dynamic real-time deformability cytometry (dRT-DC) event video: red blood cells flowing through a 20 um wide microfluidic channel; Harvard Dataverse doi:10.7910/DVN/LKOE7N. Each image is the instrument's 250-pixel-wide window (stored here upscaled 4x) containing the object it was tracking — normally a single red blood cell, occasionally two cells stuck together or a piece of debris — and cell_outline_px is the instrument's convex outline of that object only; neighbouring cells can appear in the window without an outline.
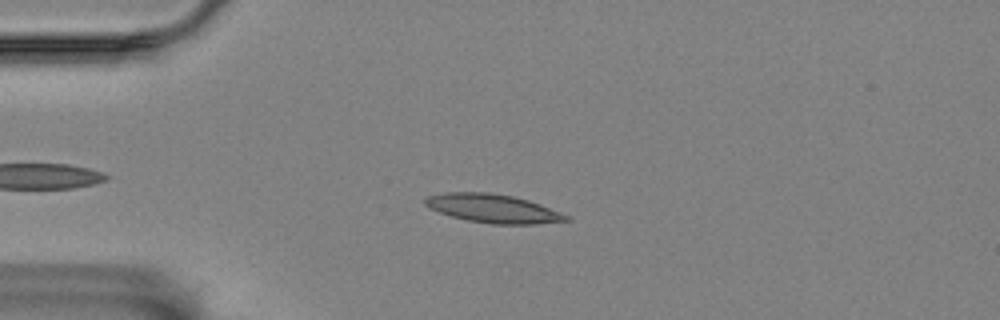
{"species": "Egyptian fruit bat (a non-hibernating species)", "species_latin": "Rousettus aegyptiacus", "temperature_condition": "room temperature", "stored_images_in_passage": 49, "camera_frame_rate_fps": 3000, "um_per_image_px": 0.085, "animal": {"sex": "female"}, "frame": {"image": 1, "passage_image": 10, "time_ms": 3.0, "image_size_px": [1000, 320], "cell_outline_px": [[572, 220], [536, 224], [492, 224], [468, 220], [452, 216], [440, 212], [424, 204], [424, 200], [428, 196], [444, 192], [488, 192], [512, 196], [528, 200], [540, 204], [560, 212], [568, 216]], "centroid_in_image_um": [41.92, 17.72], "position_along_channel_um": 43.1, "area_um2": 23.29}}
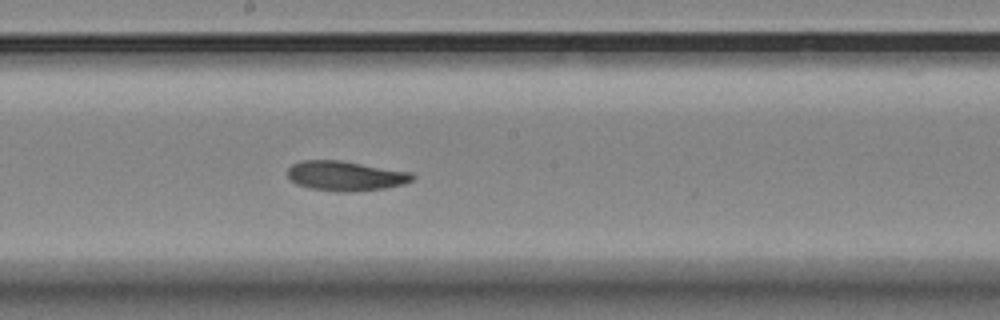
{"frame": {"image": 2, "passage_image": 27, "time_ms": 8.667, "image_size_px": [1000, 320], "cell_outline_px": [[416, 176], [412, 180], [404, 184], [384, 188], [348, 192], [336, 192], [308, 188], [296, 184], [288, 176], [288, 168], [292, 164], [300, 160], [340, 160], [412, 172]], "centroid_in_image_um": [29.36, 14.95], "position_along_channel_um": 218.8, "area_um2": 21.79}}
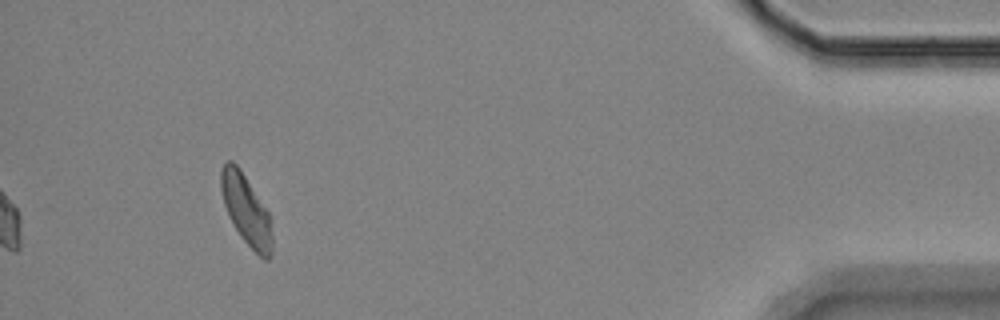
{"frame": {"image": 3, "passage_image": 49, "time_ms": 16.0, "image_size_px": [1000, 320], "cell_outline_px": [[272, 252], [268, 260], [264, 260], [240, 236], [228, 216], [224, 204], [220, 188], [220, 168], [228, 160], [232, 160], [240, 168], [268, 212], [272, 220]], "centroid_in_image_um": [20.92, 17.83], "position_along_channel_um": 414.3, "area_um2": 20.98}, "authors_computed_cell_mechanics": {"area_um2": 21.5594, "velocity_mm_per_s": 3.4942, "shape_relaxation_time_tau1_ms": 6.9596, "shape_relaxation_time_tau2_ms": 3.524, "deformation_change_tau1": 0.1863, "deformation_change_tau2": 0.1028}}